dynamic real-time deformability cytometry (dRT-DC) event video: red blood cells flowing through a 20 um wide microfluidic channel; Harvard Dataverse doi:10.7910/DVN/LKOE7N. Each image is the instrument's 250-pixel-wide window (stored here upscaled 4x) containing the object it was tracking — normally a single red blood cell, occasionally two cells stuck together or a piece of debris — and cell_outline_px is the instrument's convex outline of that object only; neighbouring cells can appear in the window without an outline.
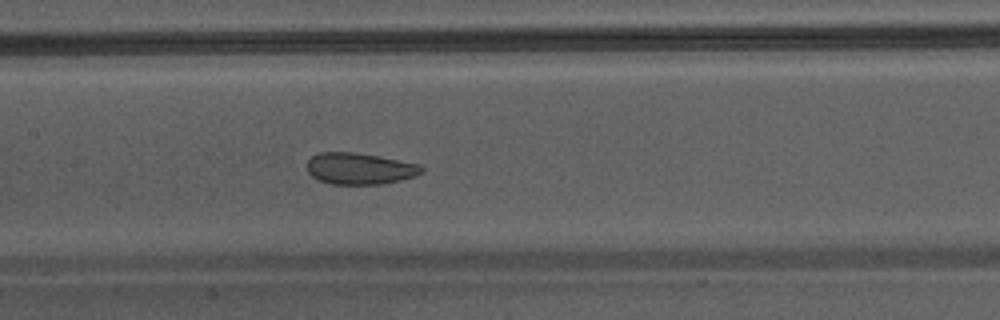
{"species": "Egyptian fruit bat (a non-hibernating species)", "species_latin": "Rousettus aegyptiacus", "temperature_condition": "warm", "stored_images_in_passage": 36, "camera_frame_rate_fps": 3000, "um_per_image_px": 0.085, "animal": {"sex": "male"}, "frame": {"image": 1, "passage_image": 25, "time_ms": 8.0, "image_size_px": [1000, 320], "cell_outline_px": [[424, 172], [416, 176], [380, 184], [332, 184], [320, 180], [312, 176], [308, 172], [308, 160], [312, 156], [320, 152], [352, 152], [376, 156], [420, 164], [424, 168]], "centroid_in_image_um": [30.59, 14.33], "position_along_channel_um": 176.8, "area_um2": 20.81}}
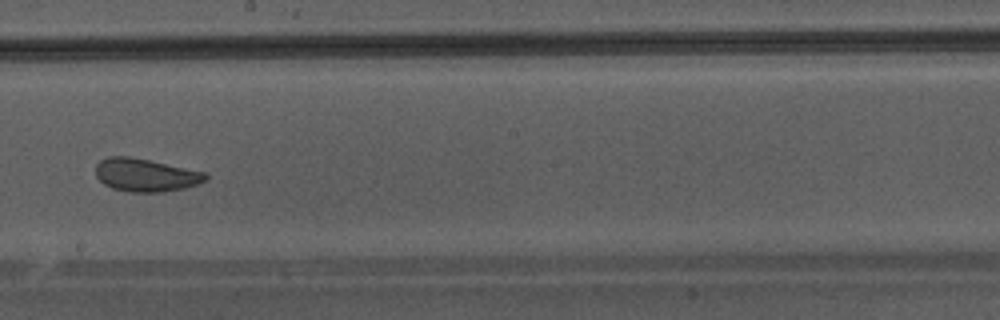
{"frame": {"image": 2, "passage_image": 29, "time_ms": 9.333, "image_size_px": [1000, 320], "cell_outline_px": [[208, 180], [184, 188], [164, 192], [128, 192], [112, 188], [104, 184], [96, 176], [96, 164], [100, 160], [108, 156], [128, 156], [208, 172]], "centroid_in_image_um": [12.39, 14.88], "position_along_channel_um": 235.8, "area_um2": 21.27}}